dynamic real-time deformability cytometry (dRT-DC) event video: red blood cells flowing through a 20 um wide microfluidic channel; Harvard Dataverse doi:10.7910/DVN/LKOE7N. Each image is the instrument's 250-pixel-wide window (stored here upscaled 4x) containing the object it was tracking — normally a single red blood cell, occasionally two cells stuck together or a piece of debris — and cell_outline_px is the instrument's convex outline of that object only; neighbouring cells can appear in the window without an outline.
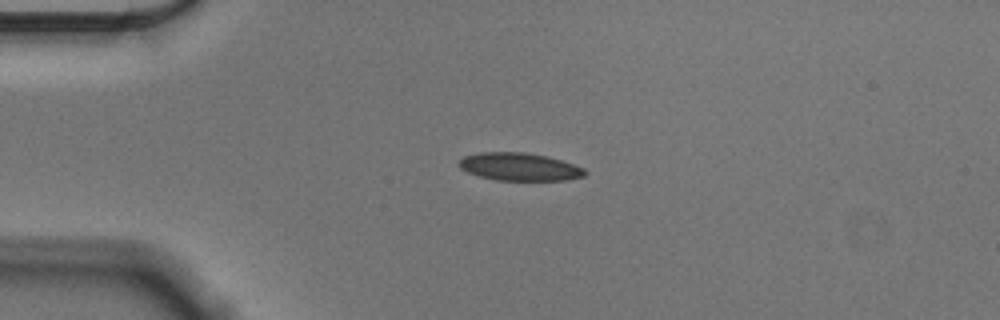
{"species": "Egyptian fruit bat (a non-hibernating species)", "species_latin": "Rousettus aegyptiacus", "temperature_condition": "cold", "stored_images_in_passage": 43, "camera_frame_rate_fps": 3000, "um_per_image_px": 0.085, "animal": {"sex": "male"}, "frame": {"image": 1, "passage_image": 1, "time_ms": 0.0, "image_size_px": [1000, 320], "cell_outline_px": [[588, 172], [584, 176], [564, 180], [496, 180], [480, 176], [468, 172], [460, 168], [456, 164], [464, 156], [480, 152], [524, 152], [548, 156], [584, 168]], "centroid_in_image_um": [44.14, 14.17], "position_along_channel_um": 40.9, "area_um2": 20.35}}
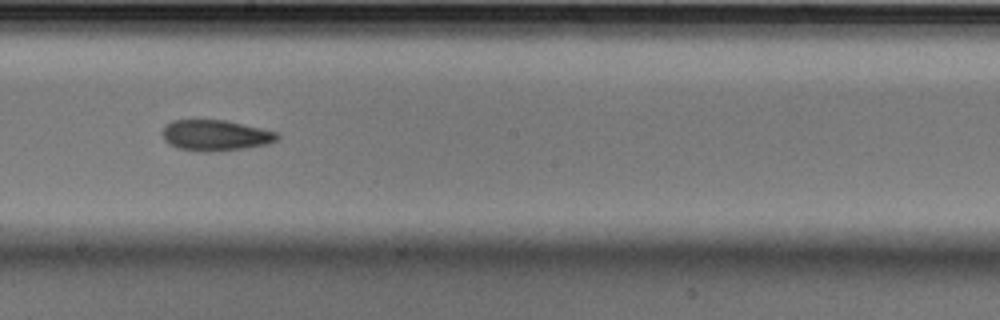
{"frame": {"image": 2, "passage_image": 19, "time_ms": 6.0, "image_size_px": [1000, 320], "cell_outline_px": [[280, 136], [276, 140], [268, 144], [244, 148], [208, 152], [200, 152], [176, 148], [168, 144], [164, 140], [164, 124], [172, 120], [224, 120], [260, 128], [276, 132]], "centroid_in_image_um": [18.28, 11.51], "position_along_channel_um": 229.9, "area_um2": 20.58}}
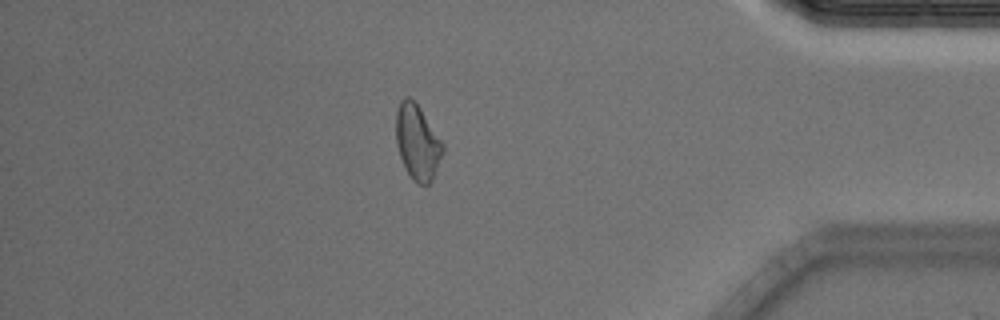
{"frame": {"image": 3, "passage_image": 36, "time_ms": 11.667, "image_size_px": [1000, 320], "cell_outline_px": [[444, 152], [432, 180], [428, 184], [420, 184], [412, 180], [400, 156], [396, 144], [396, 112], [400, 100], [404, 96], [408, 96], [420, 108], [444, 144]], "centroid_in_image_um": [35.48, 12.08], "position_along_channel_um": 399.7, "area_um2": 20.35}, "authors_computed_cell_mechanics": {"area_um2": 20.5768, "velocity_mm_per_s": 3.5922, "shape_relaxation_time_tau1_ms": null, "shape_relaxation_time_tau2_ms": 4.783, "deformation_change_tau1": null, "deformation_change_tau2": 0.1041}}